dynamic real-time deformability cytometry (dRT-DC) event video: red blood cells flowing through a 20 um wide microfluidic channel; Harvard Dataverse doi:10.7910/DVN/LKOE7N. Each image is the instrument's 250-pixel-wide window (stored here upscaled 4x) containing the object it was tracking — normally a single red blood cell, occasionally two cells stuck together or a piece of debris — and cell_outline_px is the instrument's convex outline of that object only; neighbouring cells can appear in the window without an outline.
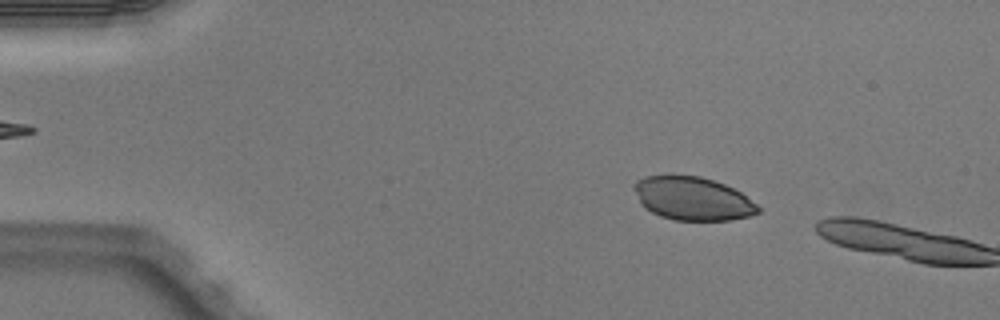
{"species": "Egyptian fruit bat (a non-hibernating species)", "species_latin": "Rousettus aegyptiacus", "temperature_condition": "warm", "stored_images_in_passage": 4, "camera_frame_rate_fps": 3000, "um_per_image_px": 0.085, "animal": {"sex": "male"}, "frame": {"image": 1, "passage_image": 2, "time_ms": 0.333, "image_size_px": [1000, 320], "cell_outline_px": [[760, 212], [748, 216], [732, 220], [672, 220], [660, 216], [644, 208], [640, 204], [632, 188], [636, 180], [644, 176], [668, 172], [672, 172], [700, 176], [724, 184], [740, 192], [756, 204], [760, 208]], "centroid_in_image_um": [58.79, 16.83], "position_along_channel_um": 26.2, "area_um2": 32.08}}